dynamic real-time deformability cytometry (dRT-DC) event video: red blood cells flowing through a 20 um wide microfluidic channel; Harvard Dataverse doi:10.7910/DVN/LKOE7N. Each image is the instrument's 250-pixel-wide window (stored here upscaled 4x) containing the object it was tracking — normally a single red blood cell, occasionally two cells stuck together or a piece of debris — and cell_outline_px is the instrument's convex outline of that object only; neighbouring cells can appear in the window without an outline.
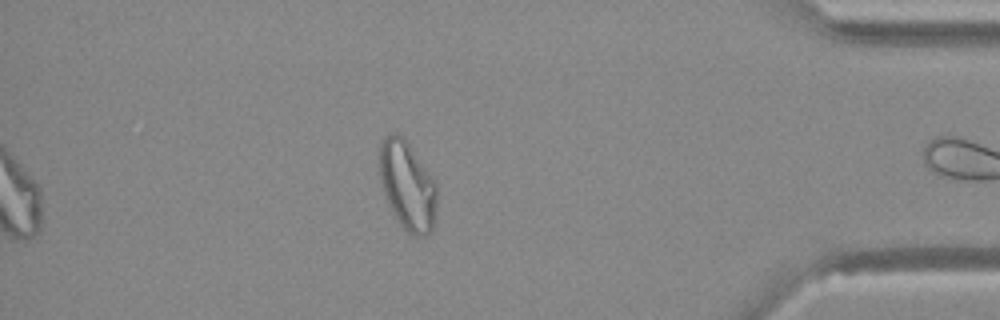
{"species": "Egyptian fruit bat (a non-hibernating species)", "species_latin": "Rousettus aegyptiacus", "temperature_condition": "warm", "stored_images_in_passage": 36, "camera_frame_rate_fps": 3000, "um_per_image_px": 0.085, "animal": {"sex": "female"}, "frame": {"image": 1, "passage_image": 36, "time_ms": 11.667, "image_size_px": [1000, 320], "cell_outline_px": [[436, 220], [432, 232], [424, 236], [412, 236], [400, 224], [384, 192], [380, 176], [380, 144], [384, 136], [396, 132], [408, 144], [436, 184]], "centroid_in_image_um": [34.65, 15.83], "position_along_channel_um": 400.5, "area_um2": 29.02}}